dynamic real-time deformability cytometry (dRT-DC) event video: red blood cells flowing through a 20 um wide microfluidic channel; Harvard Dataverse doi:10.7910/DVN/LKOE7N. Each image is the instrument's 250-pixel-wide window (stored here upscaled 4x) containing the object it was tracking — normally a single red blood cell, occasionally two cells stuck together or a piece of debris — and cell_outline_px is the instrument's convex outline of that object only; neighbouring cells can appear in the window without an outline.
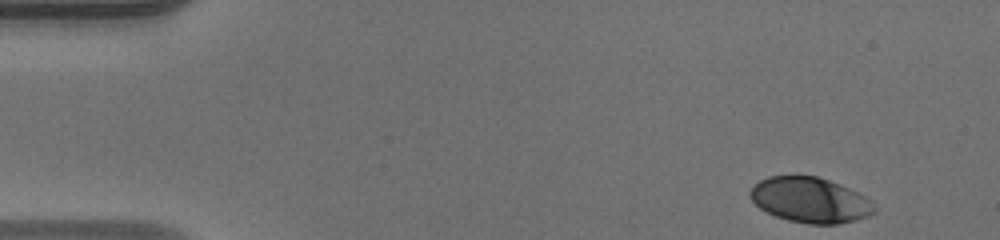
{"species": "human", "species_latin": "Homo sapiens", "temperature_condition": "warm", "stored_images_in_passage": 46, "camera_frame_rate_fps": 3000, "um_per_image_px": 0.085, "donor": {"sex": "male"}, "frame": {"image": 1, "passage_image": 1, "time_ms": 0.0, "image_size_px": [1000, 240], "cell_outline_px": [[876, 212], [868, 216], [856, 220], [836, 224], [808, 224], [788, 220], [776, 216], [760, 208], [748, 196], [748, 192], [760, 180], [768, 176], [816, 176], [840, 184], [860, 192], [872, 200], [876, 204]], "centroid_in_image_um": [68.91, 17.0], "position_along_channel_um": 16.1, "area_um2": 33.0}}
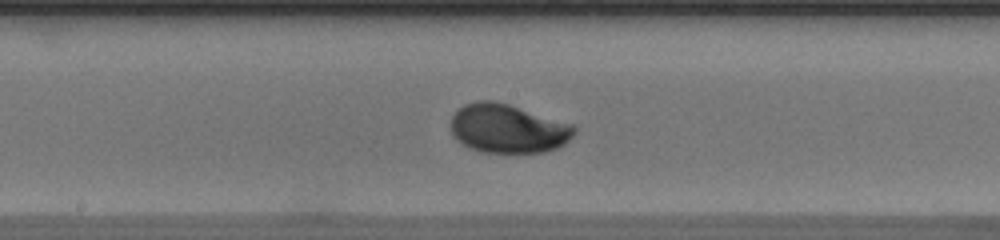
{"frame": {"image": 2, "passage_image": 23, "time_ms": 7.333, "image_size_px": [1000, 240], "cell_outline_px": [[576, 132], [564, 144], [556, 148], [544, 152], [484, 152], [468, 148], [456, 140], [452, 136], [448, 128], [452, 116], [464, 104], [476, 100], [496, 100], [572, 124], [576, 128]], "centroid_in_image_um": [43.11, 10.92], "position_along_channel_um": 205.1, "area_um2": 35.43}}
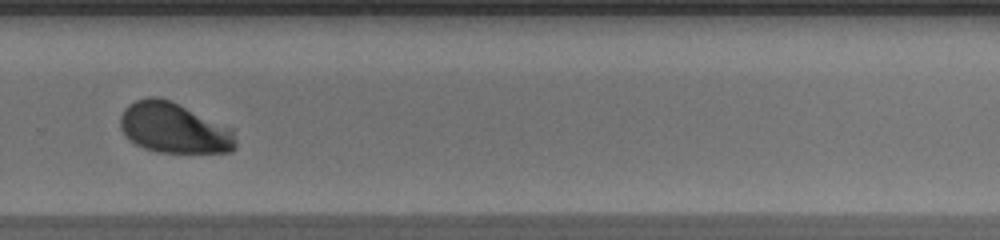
{"frame": {"image": 3, "passage_image": 31, "time_ms": 10.0, "image_size_px": [1000, 240], "cell_outline_px": [[236, 148], [232, 152], [156, 152], [144, 148], [128, 140], [124, 136], [120, 128], [120, 116], [124, 108], [128, 104], [136, 100], [148, 96], [156, 96], [168, 100], [232, 128], [236, 144]], "centroid_in_image_um": [14.74, 10.89], "position_along_channel_um": 315.1, "area_um2": 33.87}, "authors_computed_cell_mechanics": {"area_um2": 34.0731, "velocity_mm_per_s": 4.1312, "shape_relaxation_time_tau1_ms": 2.0158, "shape_relaxation_time_tau2_ms": null, "deformation_change_tau1": 0.1225, "deformation_change_tau2": null}}